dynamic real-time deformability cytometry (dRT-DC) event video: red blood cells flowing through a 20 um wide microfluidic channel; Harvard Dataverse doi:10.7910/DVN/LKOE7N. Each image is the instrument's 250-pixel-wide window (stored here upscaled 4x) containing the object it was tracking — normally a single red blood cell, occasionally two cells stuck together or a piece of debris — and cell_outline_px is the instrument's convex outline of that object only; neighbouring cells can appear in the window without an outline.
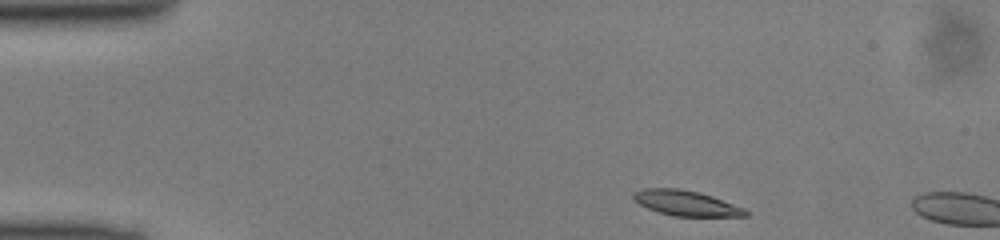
{"species": "common noctule bat (a hibernating species)", "species_latin": "Nyctalus noctula", "temperature_condition": "cold", "stored_images_in_passage": 7, "camera_frame_rate_fps": 3000, "um_per_image_px": 0.085, "animal": {"sex": "male", "body_mass_g": 13.0, "forearm_length_mm": 53.1}, "frame": {"image": 1, "passage_image": 1, "time_ms": 0.0, "image_size_px": [1000, 240], "cell_outline_px": [[748, 216], [672, 216], [648, 208], [640, 204], [632, 196], [632, 192], [644, 188], [676, 188], [700, 192], [712, 196], [744, 208], [748, 212]], "centroid_in_image_um": [58.31, 17.26], "position_along_channel_um": 26.7, "area_um2": 16.36}}